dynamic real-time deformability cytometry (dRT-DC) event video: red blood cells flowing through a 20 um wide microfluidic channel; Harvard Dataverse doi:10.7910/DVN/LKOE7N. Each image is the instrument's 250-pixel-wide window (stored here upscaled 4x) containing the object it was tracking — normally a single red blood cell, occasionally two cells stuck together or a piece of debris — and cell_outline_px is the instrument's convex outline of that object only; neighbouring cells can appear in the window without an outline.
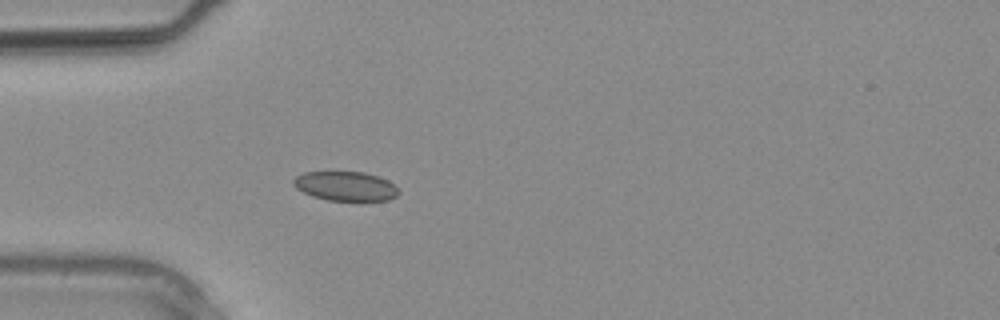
{"species": "common noctule bat (a hibernating species)", "species_latin": "Nyctalus noctula", "temperature_condition": "warm", "stored_images_in_passage": 16, "camera_frame_rate_fps": 3000, "um_per_image_px": 0.085, "animal": {"sex": "male", "body_mass_g": 20.4}, "frame": {"image": 1, "passage_image": 5, "time_ms": 1.333, "image_size_px": [1000, 320], "cell_outline_px": [[400, 192], [396, 196], [388, 200], [360, 204], [328, 200], [312, 196], [296, 188], [292, 184], [292, 180], [296, 176], [304, 172], [364, 172], [380, 176], [388, 180]], "centroid_in_image_um": [29.41, 15.87], "position_along_channel_um": 55.6, "area_um2": 18.79}}